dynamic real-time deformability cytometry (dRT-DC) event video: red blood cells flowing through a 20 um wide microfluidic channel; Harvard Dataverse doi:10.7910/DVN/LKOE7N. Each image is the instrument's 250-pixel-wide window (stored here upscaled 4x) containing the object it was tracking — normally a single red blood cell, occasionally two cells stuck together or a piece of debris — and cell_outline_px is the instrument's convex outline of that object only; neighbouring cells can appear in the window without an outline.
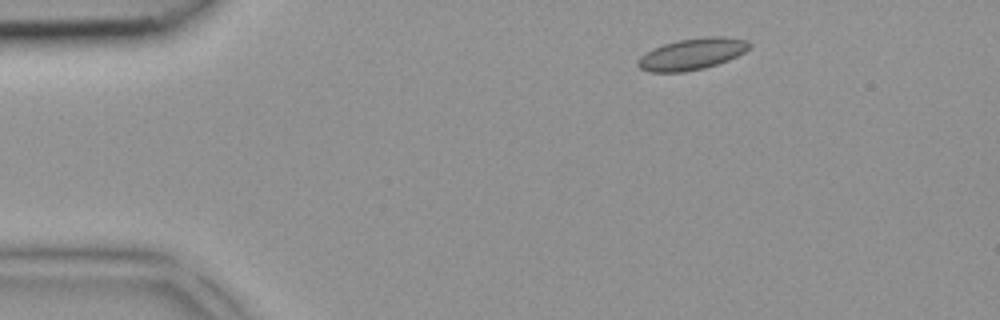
{"species": "common noctule bat (a hibernating species)", "species_latin": "Nyctalus noctula", "temperature_condition": "room temperature", "stored_images_in_passage": 4, "camera_frame_rate_fps": 3000, "um_per_image_px": 0.085, "animal": {"sex": "female", "body_mass_g": 18.4}, "frame": {"image": 1, "passage_image": 2, "time_ms": 0.333, "image_size_px": [1000, 320], "cell_outline_px": [[752, 44], [744, 52], [728, 60], [704, 68], [684, 72], [648, 72], [640, 68], [636, 64], [636, 60], [640, 56], [652, 48], [676, 40], [708, 36], [724, 36], [748, 40]], "centroid_in_image_um": [58.79, 4.58], "position_along_channel_um": 26.2, "area_um2": 20.58}}
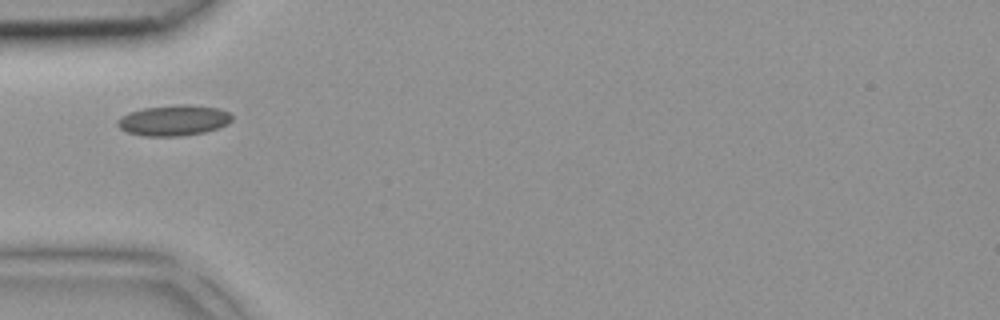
{"frame": {"image": 2, "passage_image": 4, "time_ms": 1.0, "image_size_px": [1000, 320], "cell_outline_px": [[232, 120], [228, 124], [220, 128], [204, 132], [180, 136], [140, 136], [124, 132], [116, 124], [116, 120], [120, 116], [128, 112], [144, 108], [180, 104], [188, 104], [220, 108], [228, 112], [232, 116]], "centroid_in_image_um": [14.74, 10.23], "position_along_channel_um": 70.3, "area_um2": 20.81}}